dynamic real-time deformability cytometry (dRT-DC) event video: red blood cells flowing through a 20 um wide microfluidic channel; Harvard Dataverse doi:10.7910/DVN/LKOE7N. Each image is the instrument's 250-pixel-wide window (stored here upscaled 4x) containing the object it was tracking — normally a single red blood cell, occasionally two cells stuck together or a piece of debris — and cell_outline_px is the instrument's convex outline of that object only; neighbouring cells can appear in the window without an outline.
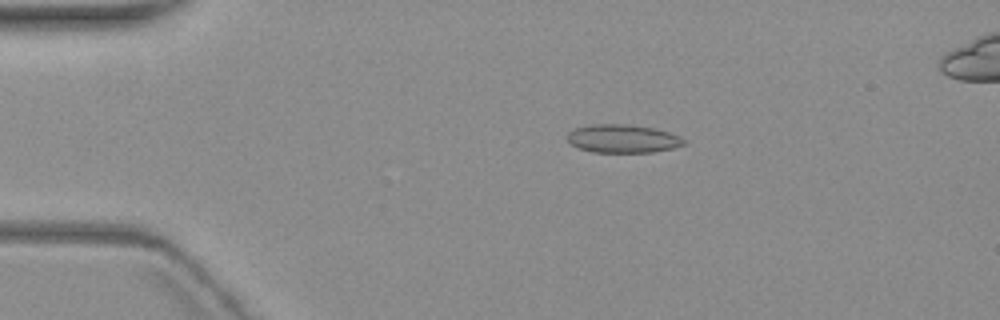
{"species": "common noctule bat (a hibernating species)", "species_latin": "Nyctalus noctula", "temperature_condition": "warm", "stored_images_in_passage": 9, "camera_frame_rate_fps": 3000, "um_per_image_px": 0.085, "animal": {"sex": "female", "body_mass_g": 19.3, "forearm_length_mm": 54.1}, "frame": {"image": 1, "passage_image": 3, "time_ms": 3.333, "image_size_px": [1000, 320], "cell_outline_px": [[688, 140], [684, 144], [672, 148], [652, 152], [592, 152], [580, 148], [572, 144], [568, 140], [568, 132], [572, 128], [592, 124], [628, 124], [652, 128], [668, 132], [680, 136]], "centroid_in_image_um": [52.93, 11.78], "position_along_channel_um": 32.1, "area_um2": 19.19}}
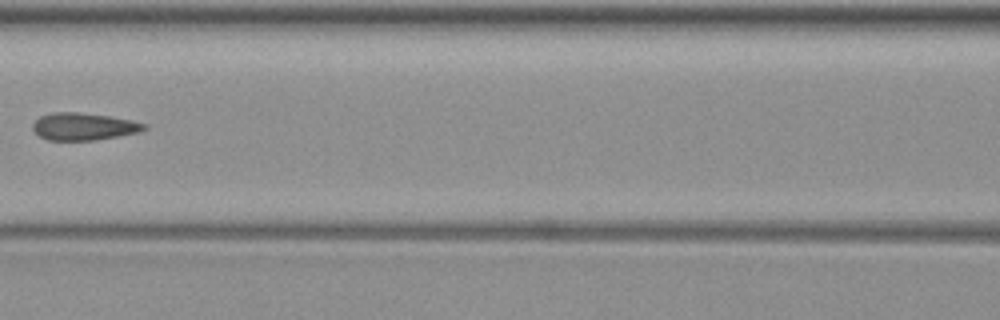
{"frame": {"image": 2, "passage_image": 7, "time_ms": 8.333, "image_size_px": [1000, 320], "cell_outline_px": [[148, 128], [140, 132], [120, 136], [96, 140], [48, 140], [40, 136], [32, 128], [32, 124], [40, 116], [52, 112], [80, 112], [108, 116], [132, 120], [148, 124]], "centroid_in_image_um": [7.15, 10.75], "position_along_channel_um": 159.5, "area_um2": 17.86}}
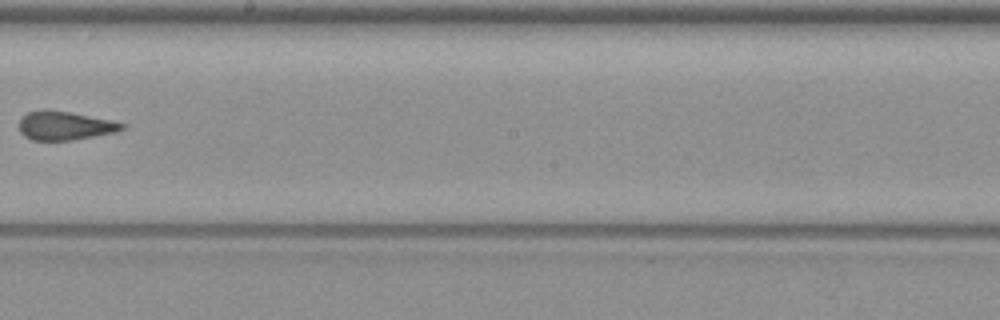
{"frame": {"image": 3, "passage_image": 9, "time_ms": 10.667, "image_size_px": [1000, 320], "cell_outline_px": [[124, 128], [116, 132], [72, 140], [32, 140], [24, 136], [20, 132], [20, 120], [28, 112], [68, 112], [112, 120], [124, 124]], "centroid_in_image_um": [5.54, 10.72], "position_along_channel_um": 242.7, "area_um2": 16.53}}